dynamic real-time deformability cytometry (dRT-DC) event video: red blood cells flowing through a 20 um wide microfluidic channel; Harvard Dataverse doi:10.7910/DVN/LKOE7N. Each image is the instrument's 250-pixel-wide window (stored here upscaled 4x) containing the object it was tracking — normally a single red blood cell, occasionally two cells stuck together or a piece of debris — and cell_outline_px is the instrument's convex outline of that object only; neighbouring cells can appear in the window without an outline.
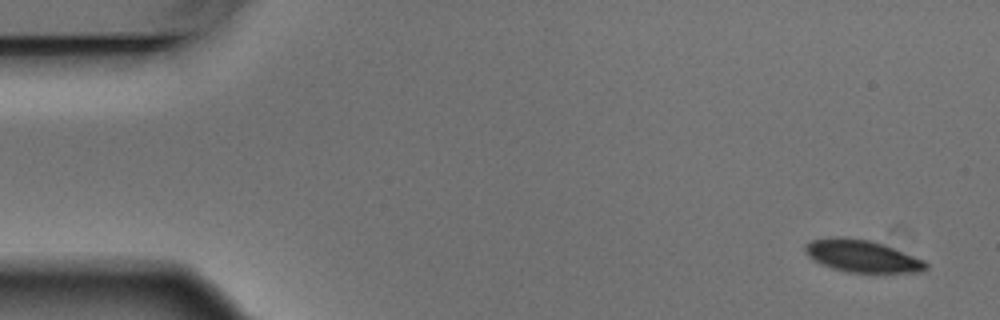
{"species": "Egyptian fruit bat (a non-hibernating species)", "species_latin": "Rousettus aegyptiacus", "temperature_condition": "warm", "stored_images_in_passage": 5, "camera_frame_rate_fps": 3000, "um_per_image_px": 0.085, "animal": {"sex": "male"}, "frame": {"image": 1, "passage_image": 1, "time_ms": 0.0, "image_size_px": [1000, 320], "cell_outline_px": [[928, 268], [920, 272], [848, 272], [832, 268], [820, 264], [808, 256], [804, 252], [804, 244], [812, 240], [836, 236], [872, 240], [924, 260], [928, 264]], "centroid_in_image_um": [73.24, 21.76], "position_along_channel_um": 11.8, "area_um2": 22.6}}
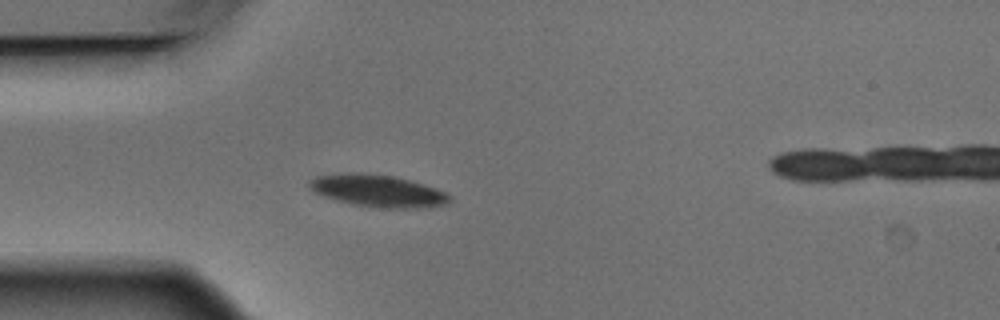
{"frame": {"image": 2, "passage_image": 4, "time_ms": 1.0, "image_size_px": [1000, 320], "cell_outline_px": [[452, 200], [448, 204], [428, 208], [380, 208], [352, 204], [336, 200], [324, 196], [308, 188], [308, 180], [316, 176], [336, 172], [360, 172], [392, 176], [424, 184], [448, 192], [452, 196]], "centroid_in_image_um": [32.13, 16.22], "position_along_channel_um": 52.9, "area_um2": 26.82}}